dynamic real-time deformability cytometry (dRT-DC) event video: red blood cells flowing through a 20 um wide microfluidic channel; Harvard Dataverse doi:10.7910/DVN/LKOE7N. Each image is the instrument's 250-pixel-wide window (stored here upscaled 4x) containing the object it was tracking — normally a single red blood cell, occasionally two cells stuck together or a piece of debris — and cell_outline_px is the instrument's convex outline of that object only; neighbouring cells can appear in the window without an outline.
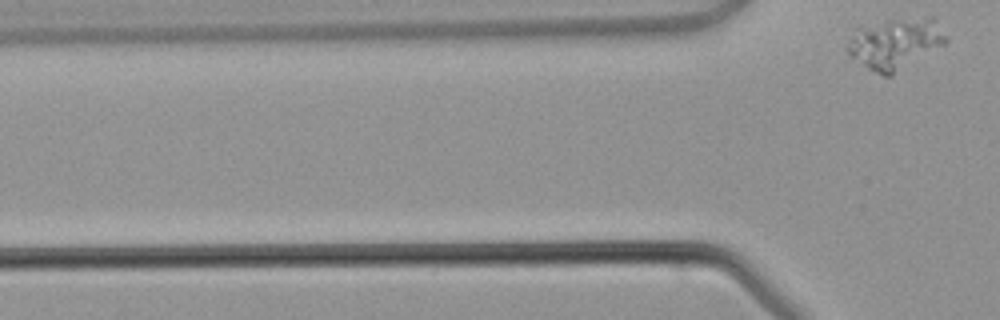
{"species": "common noctule bat (a hibernating species)", "species_latin": "Nyctalus noctula", "temperature_condition": "warm", "stored_images_in_passage": 3, "camera_frame_rate_fps": 3000, "um_per_image_px": 0.085, "animal": {"sex": "male", "body_mass_g": 21.5, "forearm_length_mm": 52.0}, "frame": {"image": 1, "passage_image": 3, "time_ms": 4.333, "image_size_px": [1000, 320], "cell_outline_px": [[948, 40], [944, 44], [888, 76], [884, 76], [868, 68], [852, 56], [848, 52], [848, 40], [856, 28], [892, 20], [924, 16], [936, 16]], "centroid_in_image_um": [76.14, 3.65], "position_along_channel_um": 49.7, "area_um2": 28.55}}